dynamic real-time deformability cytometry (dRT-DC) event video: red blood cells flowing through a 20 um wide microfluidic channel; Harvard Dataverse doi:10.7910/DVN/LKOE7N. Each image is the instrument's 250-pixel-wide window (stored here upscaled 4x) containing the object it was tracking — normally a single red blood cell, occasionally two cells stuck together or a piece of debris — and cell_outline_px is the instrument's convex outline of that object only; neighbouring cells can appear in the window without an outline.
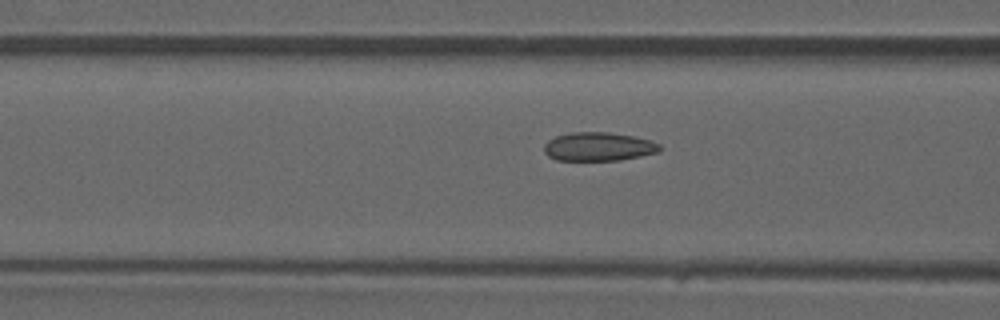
{"species": "common noctule bat (a hibernating species)", "species_latin": "Nyctalus noctula", "temperature_condition": "warm", "stored_images_in_passage": 26, "camera_frame_rate_fps": 3000, "um_per_image_px": 0.085, "animal": {"sex": "male", "forearm_length_mm": 52.5}, "frame": {"image": 1, "passage_image": 8, "time_ms": 2.333, "image_size_px": [1000, 320], "cell_outline_px": [[660, 152], [620, 160], [556, 160], [548, 156], [544, 152], [544, 144], [548, 140], [556, 136], [572, 132], [608, 132], [636, 136], [660, 144]], "centroid_in_image_um": [50.87, 12.46], "position_along_channel_um": 115.7, "area_um2": 19.36}}
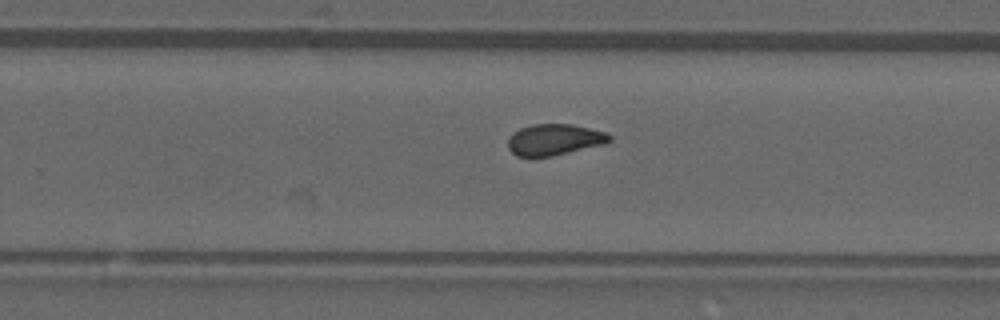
{"frame": {"image": 2, "passage_image": 19, "time_ms": 6.0, "image_size_px": [1000, 320], "cell_outline_px": [[612, 140], [604, 144], [552, 156], [516, 156], [508, 148], [508, 136], [512, 132], [520, 128], [532, 124], [572, 124], [604, 132], [612, 136]], "centroid_in_image_um": [47.09, 11.86], "position_along_channel_um": 282.7, "area_um2": 18.44}}